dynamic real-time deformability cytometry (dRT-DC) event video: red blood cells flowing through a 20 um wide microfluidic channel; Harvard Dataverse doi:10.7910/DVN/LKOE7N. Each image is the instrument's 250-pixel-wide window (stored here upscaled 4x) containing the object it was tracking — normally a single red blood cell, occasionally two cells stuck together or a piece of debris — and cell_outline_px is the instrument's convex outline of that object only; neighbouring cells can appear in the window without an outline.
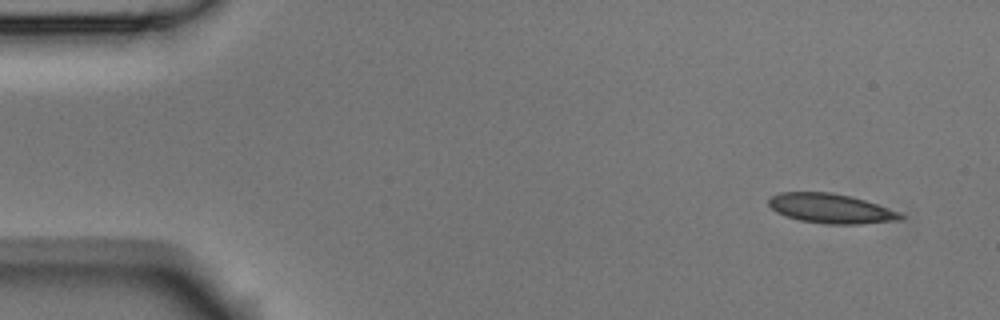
{"species": "Egyptian fruit bat (a non-hibernating species)", "species_latin": "Rousettus aegyptiacus", "temperature_condition": "room temperature", "stored_images_in_passage": 4, "camera_frame_rate_fps": 3000, "um_per_image_px": 0.085, "animal": {"sex": "male"}, "frame": {"image": 1, "passage_image": 1, "time_ms": 0.0, "image_size_px": [1000, 320], "cell_outline_px": [[904, 220], [860, 224], [824, 224], [800, 220], [776, 212], [768, 204], [768, 200], [772, 196], [780, 192], [832, 192], [852, 196], [900, 212], [904, 216]], "centroid_in_image_um": [70.65, 17.72], "position_along_channel_um": 14.4, "area_um2": 22.77}}